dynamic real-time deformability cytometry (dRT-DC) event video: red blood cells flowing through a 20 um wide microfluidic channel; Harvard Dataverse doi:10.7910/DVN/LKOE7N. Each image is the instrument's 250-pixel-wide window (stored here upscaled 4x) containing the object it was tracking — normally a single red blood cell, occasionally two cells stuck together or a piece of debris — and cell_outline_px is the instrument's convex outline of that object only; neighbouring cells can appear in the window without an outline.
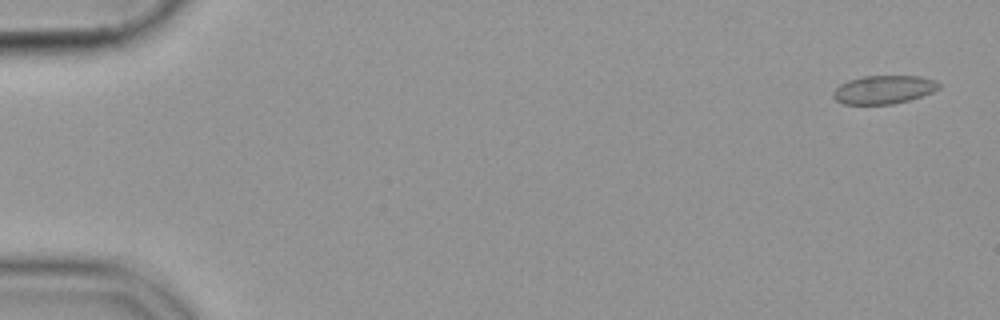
{"species": "common noctule bat (a hibernating species)", "species_latin": "Nyctalus noctula", "temperature_condition": "cold", "stored_images_in_passage": 16, "camera_frame_rate_fps": 3000, "um_per_image_px": 0.085, "animal": {"sex": "female", "body_mass_g": 19.9}, "frame": {"image": 1, "passage_image": 2, "time_ms": 0.333, "image_size_px": [1000, 320], "cell_outline_px": [[940, 88], [932, 92], [908, 100], [892, 104], [840, 104], [832, 96], [832, 92], [840, 84], [848, 80], [864, 76], [920, 76], [936, 80], [940, 84]], "centroid_in_image_um": [75.09, 7.61], "position_along_channel_um": 9.9, "area_um2": 17.51}}
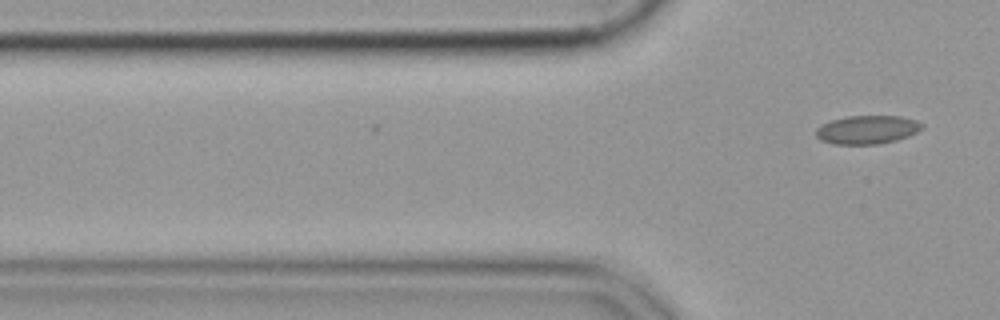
{"frame": {"image": 2, "passage_image": 16, "time_ms": 5.0, "image_size_px": [1000, 320], "cell_outline_px": [[924, 124], [916, 132], [908, 136], [896, 140], [876, 144], [832, 144], [820, 140], [816, 136], [816, 128], [820, 124], [832, 120], [848, 116], [900, 116], [916, 120]], "centroid_in_image_um": [73.67, 11.02], "position_along_channel_um": 52.1, "area_um2": 17.57}}